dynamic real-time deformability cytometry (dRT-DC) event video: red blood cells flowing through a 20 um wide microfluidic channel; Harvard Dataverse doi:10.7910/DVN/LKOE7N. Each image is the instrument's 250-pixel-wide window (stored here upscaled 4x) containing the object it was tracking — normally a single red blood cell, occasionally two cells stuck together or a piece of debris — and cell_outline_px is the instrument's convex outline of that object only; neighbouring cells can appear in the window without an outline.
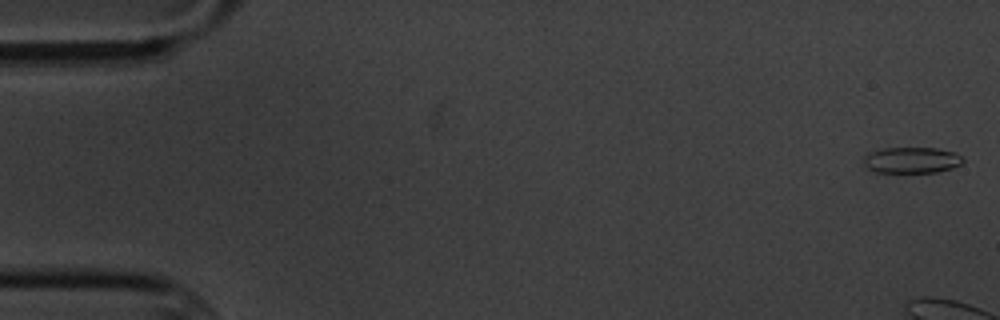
{"species": "common noctule bat (a hibernating species)", "species_latin": "Nyctalus noctula", "temperature_condition": "cold", "stored_images_in_passage": 6, "camera_frame_rate_fps": 3000, "um_per_image_px": 0.085, "animal": {"sex": "male", "body_mass_g": 20.1, "forearm_length_mm": 53.5}, "frame": {"image": 1, "passage_image": 1, "time_ms": 0.0, "image_size_px": [1000, 320], "cell_outline_px": [[964, 160], [960, 164], [952, 168], [936, 172], [876, 172], [868, 168], [864, 164], [864, 156], [868, 152], [884, 148], [936, 148], [956, 152], [964, 156]], "centroid_in_image_um": [77.51, 13.6], "position_along_channel_um": 7.5, "area_um2": 15.14}}